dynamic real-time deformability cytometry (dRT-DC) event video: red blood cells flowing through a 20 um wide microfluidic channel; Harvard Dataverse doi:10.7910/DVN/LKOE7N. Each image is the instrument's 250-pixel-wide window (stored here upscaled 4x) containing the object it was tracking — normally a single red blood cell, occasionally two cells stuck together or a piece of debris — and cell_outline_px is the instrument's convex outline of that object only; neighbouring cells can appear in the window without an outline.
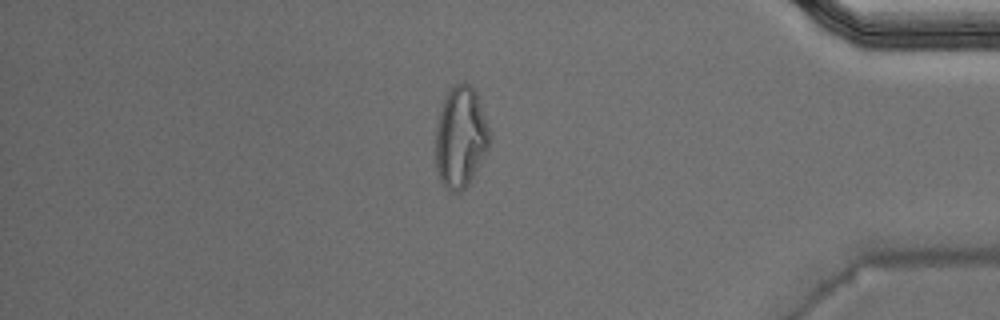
{"species": "Egyptian fruit bat (a non-hibernating species)", "species_latin": "Rousettus aegyptiacus", "temperature_condition": "warm", "stored_images_in_passage": 50, "camera_frame_rate_fps": 3000, "um_per_image_px": 0.085, "animal": {"sex": "male"}, "frame": {"image": 1, "passage_image": 43, "time_ms": 14.0, "image_size_px": [1000, 320], "cell_outline_px": [[492, 140], [488, 148], [468, 184], [460, 192], [452, 192], [444, 188], [440, 180], [436, 168], [436, 124], [440, 108], [444, 96], [452, 84], [460, 80], [464, 80], [476, 92], [492, 136]], "centroid_in_image_um": [39.14, 11.62], "position_along_channel_um": 396.1, "area_um2": 32.25}, "authors_computed_cell_mechanics": {"area_um2": 22.4553, "velocity_mm_per_s": 3.9364, "shape_relaxation_time_tau1_ms": null, "shape_relaxation_time_tau2_ms": 1.8083, "deformation_change_tau1": null, "deformation_change_tau2": 0.0992}}